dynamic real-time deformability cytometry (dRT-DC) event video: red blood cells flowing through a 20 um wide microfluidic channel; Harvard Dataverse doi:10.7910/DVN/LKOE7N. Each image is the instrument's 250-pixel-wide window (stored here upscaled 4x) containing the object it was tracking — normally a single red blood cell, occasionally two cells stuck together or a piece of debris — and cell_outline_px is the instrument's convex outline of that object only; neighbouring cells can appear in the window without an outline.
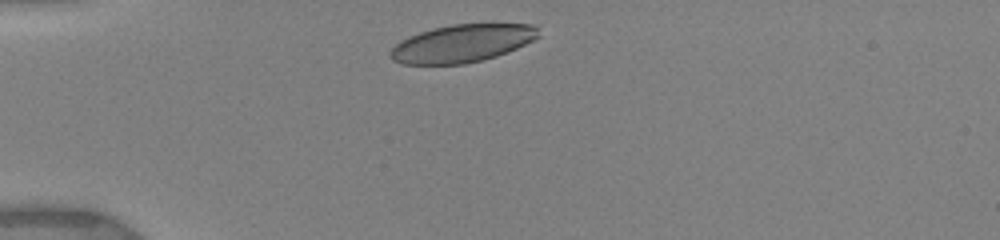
{"species": "human", "species_latin": "Homo sapiens", "temperature_condition": "warm", "stored_images_in_passage": 14, "camera_frame_rate_fps": 3000, "um_per_image_px": 0.085, "donor": {"sex": "female"}, "frame": {"image": 1, "passage_image": 1, "time_ms": 0.0, "image_size_px": [1000, 240], "cell_outline_px": [[540, 36], [516, 48], [496, 56], [484, 60], [464, 64], [404, 64], [392, 60], [388, 56], [388, 52], [400, 40], [420, 32], [432, 28], [452, 24], [492, 20], [532, 24], [536, 28]], "centroid_in_image_um": [39.32, 3.63], "position_along_channel_um": 45.7, "area_um2": 33.64}}
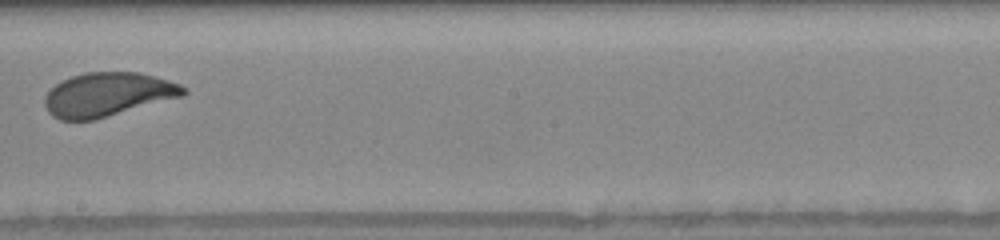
{"frame": {"image": 2, "passage_image": 10, "time_ms": 5.667, "image_size_px": [1000, 240], "cell_outline_px": [[188, 92], [184, 96], [96, 120], [60, 120], [52, 116], [48, 112], [44, 104], [44, 100], [48, 92], [56, 84], [72, 76], [84, 72], [140, 72], [168, 80], [180, 84], [188, 88]], "centroid_in_image_um": [9.19, 8.04], "position_along_channel_um": 239.0, "area_um2": 35.72}, "authors_computed_cell_mechanics": {"area_um2": 35.8071, "velocity_mm_per_s": 3.9457, "shape_relaxation_time_tau1_ms": 2.718, "shape_relaxation_time_tau2_ms": null, "deformation_change_tau1": 0.1335, "deformation_change_tau2": null}}